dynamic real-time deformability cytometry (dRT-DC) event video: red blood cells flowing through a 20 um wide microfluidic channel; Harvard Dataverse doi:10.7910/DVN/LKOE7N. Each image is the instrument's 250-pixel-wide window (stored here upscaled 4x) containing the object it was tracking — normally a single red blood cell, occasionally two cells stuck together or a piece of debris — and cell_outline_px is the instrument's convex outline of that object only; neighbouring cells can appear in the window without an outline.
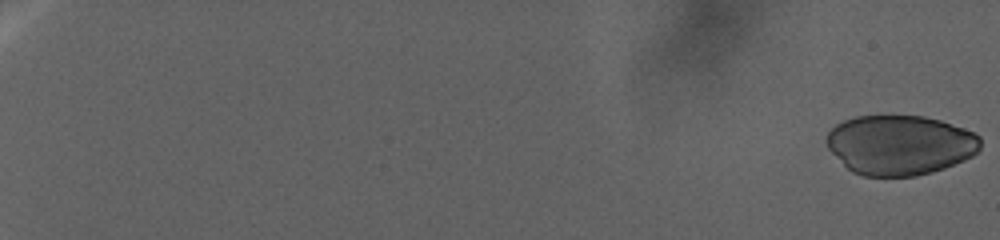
{"species": "human", "species_latin": "Homo sapiens", "temperature_condition": "warm", "stored_images_in_passage": 116, "camera_frame_rate_fps": 3000, "um_per_image_px": 0.085, "donor": {"sex": "female"}, "frame": {"image": 1, "passage_image": 1, "time_ms": 0.0, "image_size_px": [1000, 240], "cell_outline_px": [[980, 148], [972, 156], [964, 160], [944, 168], [932, 172], [916, 176], [864, 176], [852, 172], [828, 148], [824, 140], [828, 132], [836, 124], [844, 120], [856, 116], [924, 116], [940, 120], [964, 128], [980, 136]], "centroid_in_image_um": [76.49, 12.32], "position_along_channel_um": 8.5, "area_um2": 53.58}}
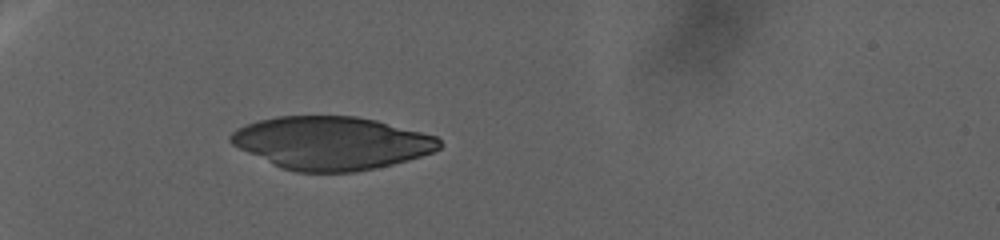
{"frame": {"image": 2, "passage_image": 49, "time_ms": 21.333, "image_size_px": [1000, 240], "cell_outline_px": [[444, 144], [440, 148], [432, 152], [408, 160], [376, 168], [356, 172], [296, 172], [280, 168], [232, 144], [228, 140], [228, 136], [236, 128], [256, 120], [276, 116], [356, 116], [376, 120], [436, 136]], "centroid_in_image_um": [28.15, 12.15], "position_along_channel_um": 56.8, "area_um2": 64.56}}
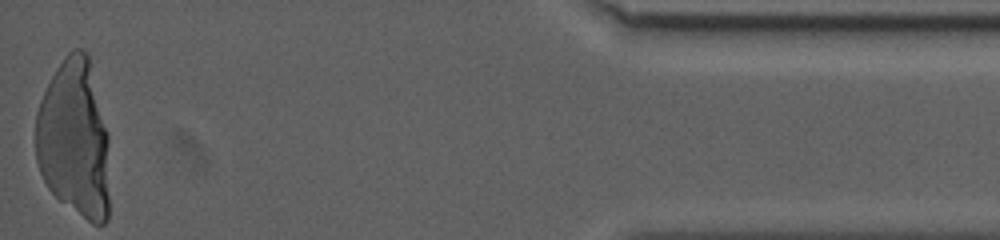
{"frame": {"image": 3, "passage_image": 115, "time_ms": 56.333, "image_size_px": [1000, 240], "cell_outline_px": [[108, 220], [104, 224], [92, 224], [60, 200], [48, 188], [40, 172], [36, 160], [36, 112], [40, 100], [56, 68], [64, 56], [72, 48], [80, 48], [88, 52], [108, 136]], "centroid_in_image_um": [6.32, 11.79], "position_along_channel_um": 428.9, "area_um2": 68.26}}